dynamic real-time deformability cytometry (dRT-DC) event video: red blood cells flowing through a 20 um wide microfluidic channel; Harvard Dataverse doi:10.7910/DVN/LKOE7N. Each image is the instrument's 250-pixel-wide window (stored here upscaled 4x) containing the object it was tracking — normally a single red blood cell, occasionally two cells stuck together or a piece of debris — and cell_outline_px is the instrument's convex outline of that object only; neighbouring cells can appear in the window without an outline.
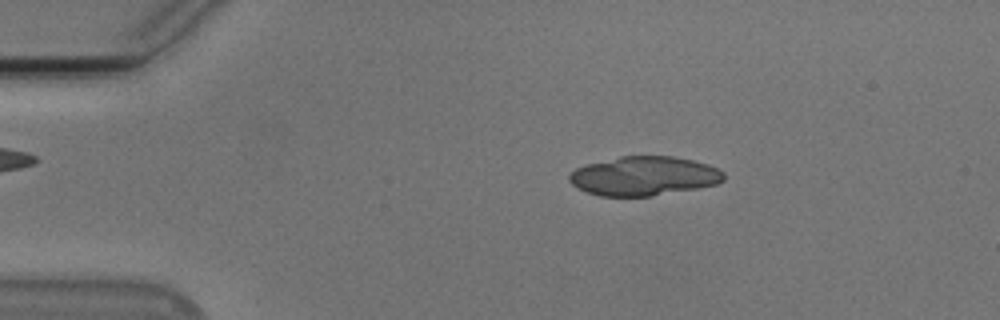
{"species": "Egyptian fruit bat (a non-hibernating species)", "species_latin": "Rousettus aegyptiacus", "temperature_condition": "cold", "stored_images_in_passage": 15, "camera_frame_rate_fps": 3000, "um_per_image_px": 0.085, "animal": {"sex": "male"}, "frame": {"image": 1, "passage_image": 9, "time_ms": 2.667, "image_size_px": [1000, 320], "cell_outline_px": [[724, 180], [716, 184], [696, 188], [648, 196], [600, 196], [588, 192], [572, 184], [568, 180], [568, 176], [576, 168], [588, 164], [620, 156], [672, 156], [692, 160], [708, 164], [724, 172]], "centroid_in_image_um": [54.73, 14.95], "position_along_channel_um": 30.3, "area_um2": 34.85}}